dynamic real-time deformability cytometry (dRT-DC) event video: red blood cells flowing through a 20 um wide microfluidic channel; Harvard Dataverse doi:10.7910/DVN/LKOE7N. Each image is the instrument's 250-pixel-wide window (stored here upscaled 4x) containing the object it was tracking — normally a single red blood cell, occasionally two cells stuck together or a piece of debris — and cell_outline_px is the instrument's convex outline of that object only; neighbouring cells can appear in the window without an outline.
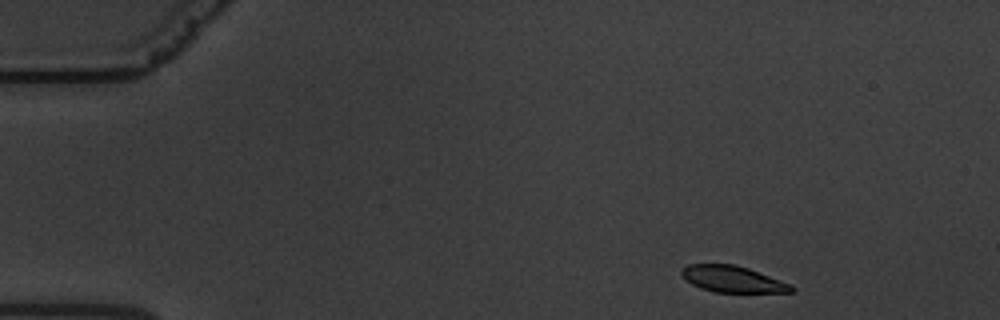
{"species": "common noctule bat (a hibernating species)", "species_latin": "Nyctalus noctula", "temperature_condition": "warm", "stored_images_in_passage": 54, "camera_frame_rate_fps": 3000, "um_per_image_px": 0.085, "animal": {"sex": "male", "body_mass_g": 19.5, "forearm_length_mm": 54.6}, "frame": {"image": 1, "passage_image": 1, "time_ms": 0.0, "image_size_px": [1000, 320], "cell_outline_px": [[796, 288], [792, 292], [712, 292], [700, 288], [692, 284], [680, 272], [680, 268], [688, 264], [736, 264], [748, 268], [792, 284]], "centroid_in_image_um": [62.28, 23.72], "position_along_channel_um": 22.7, "area_um2": 16.94}}
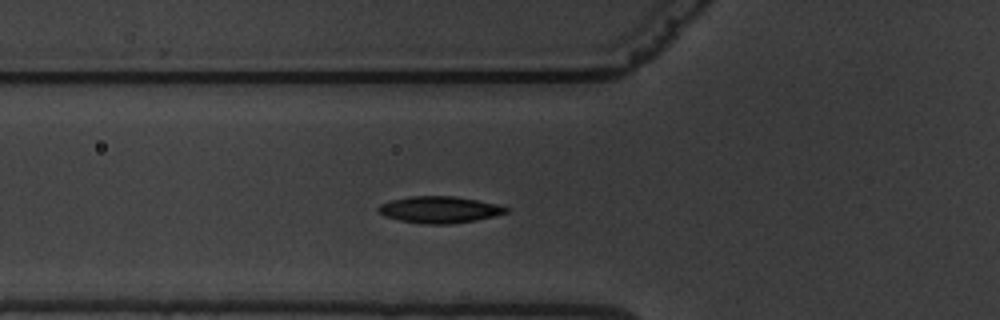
{"frame": {"image": 2, "passage_image": 15, "time_ms": 4.667, "image_size_px": [1000, 320], "cell_outline_px": [[508, 212], [496, 216], [476, 220], [452, 224], [424, 224], [400, 220], [384, 216], [376, 208], [380, 204], [392, 200], [408, 196], [456, 196], [496, 204], [508, 208]], "centroid_in_image_um": [37.35, 17.82], "position_along_channel_um": 88.4, "area_um2": 19.83}}
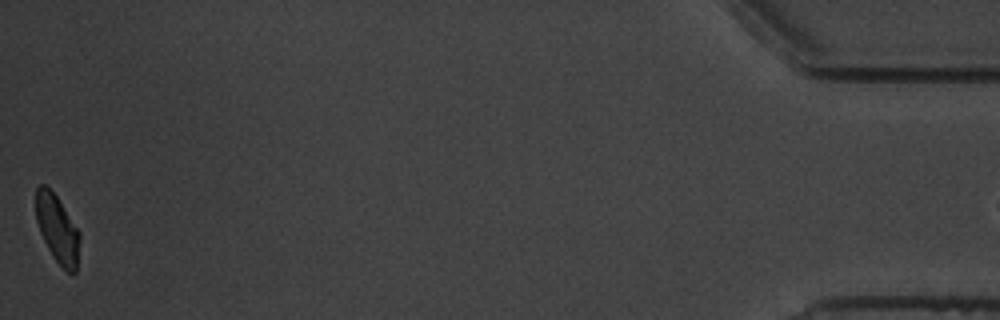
{"frame": {"image": 3, "passage_image": 54, "time_ms": 17.667, "image_size_px": [1000, 320], "cell_outline_px": [[80, 240], [76, 272], [72, 276], [52, 256], [40, 232], [36, 220], [36, 188], [40, 184], [44, 184], [56, 196], [80, 232]], "centroid_in_image_um": [4.88, 19.48], "position_along_channel_um": 430.3, "area_um2": 17.17}, "authors_computed_cell_mechanics": {"area_um2": 19.074, "velocity_mm_per_s": 3.3287, "shape_relaxation_time_tau1_ms": 2.6912, "shape_relaxation_time_tau2_ms": 3.0108, "deformation_change_tau1": 0.1125, "deformation_change_tau2": 0.0612}}